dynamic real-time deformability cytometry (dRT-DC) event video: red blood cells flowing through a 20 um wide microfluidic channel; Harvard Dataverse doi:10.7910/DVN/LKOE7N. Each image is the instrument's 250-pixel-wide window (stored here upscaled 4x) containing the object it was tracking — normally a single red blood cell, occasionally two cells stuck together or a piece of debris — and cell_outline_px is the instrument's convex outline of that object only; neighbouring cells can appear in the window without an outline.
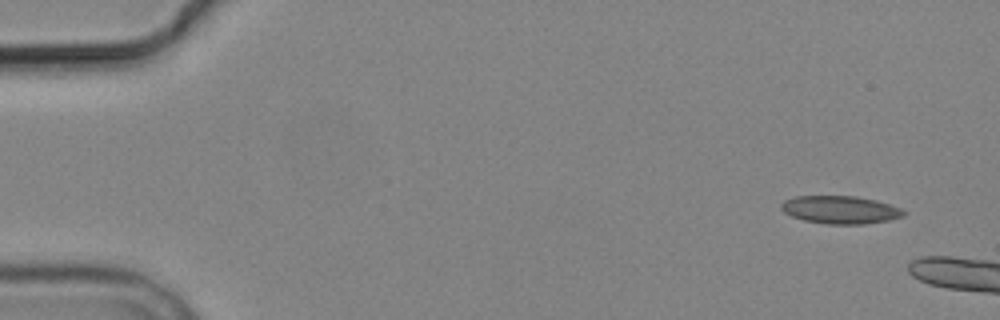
{"species": "common noctule bat (a hibernating species)", "species_latin": "Nyctalus noctula", "temperature_condition": "cold", "stored_images_in_passage": 3, "camera_frame_rate_fps": 3000, "um_per_image_px": 0.085, "animal": {"sex": "male", "body_mass_g": 19.2, "forearm_length_mm": 51.8}, "frame": {"image": 1, "passage_image": 3, "time_ms": 2.667, "image_size_px": [1000, 320], "cell_outline_px": [[908, 212], [904, 216], [888, 220], [864, 224], [828, 224], [804, 220], [792, 216], [784, 212], [780, 208], [780, 204], [784, 200], [796, 196], [856, 196], [876, 200], [900, 208]], "centroid_in_image_um": [71.43, 17.83], "position_along_channel_um": 13.6, "area_um2": 19.88}}